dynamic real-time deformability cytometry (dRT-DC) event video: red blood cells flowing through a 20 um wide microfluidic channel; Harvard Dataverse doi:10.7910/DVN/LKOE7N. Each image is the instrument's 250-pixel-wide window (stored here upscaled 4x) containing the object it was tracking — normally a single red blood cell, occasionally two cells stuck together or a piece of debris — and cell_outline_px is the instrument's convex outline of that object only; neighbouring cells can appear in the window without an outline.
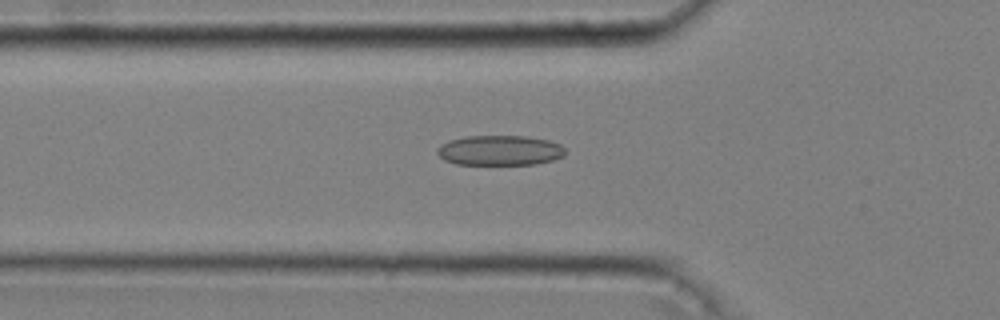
{"species": "common noctule bat (a hibernating species)", "species_latin": "Nyctalus noctula", "temperature_condition": "cold", "stored_images_in_passage": 49, "camera_frame_rate_fps": 3000, "um_per_image_px": 0.085, "animal": {"sex": "male", "body_mass_g": 20.4}, "frame": {"image": 1, "passage_image": 17, "time_ms": 5.333, "image_size_px": [1000, 320], "cell_outline_px": [[564, 156], [552, 160], [536, 164], [456, 164], [444, 160], [436, 152], [436, 148], [440, 144], [448, 140], [464, 136], [528, 136], [548, 140], [560, 144], [564, 148]], "centroid_in_image_um": [42.45, 12.77], "position_along_channel_um": 83.4, "area_um2": 22.54}}
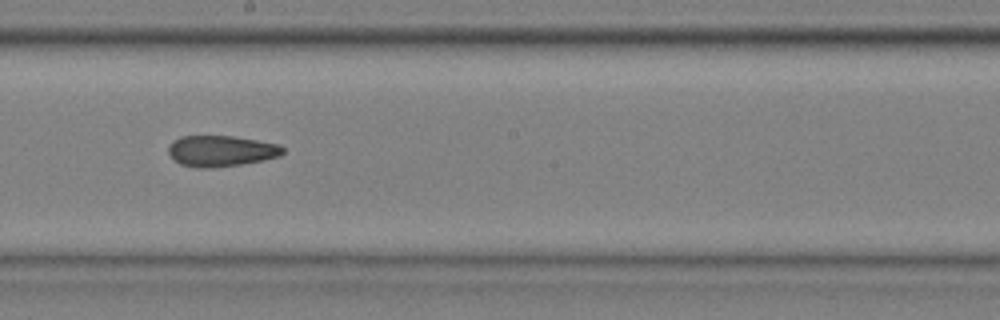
{"frame": {"image": 2, "passage_image": 29, "time_ms": 9.333, "image_size_px": [1000, 320], "cell_outline_px": [[284, 152], [280, 156], [240, 164], [208, 168], [196, 168], [180, 164], [168, 152], [168, 148], [172, 140], [180, 136], [232, 136], [280, 144], [284, 148]], "centroid_in_image_um": [18.78, 12.82], "position_along_channel_um": 229.4, "area_um2": 20.52}}
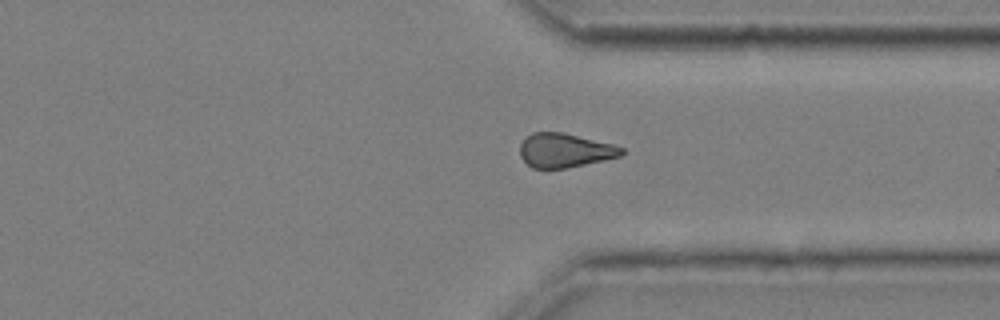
{"frame": {"image": 3, "passage_image": 40, "time_ms": 13.0, "image_size_px": [1000, 320], "cell_outline_px": [[624, 152], [620, 156], [604, 160], [564, 168], [532, 168], [520, 156], [520, 144], [532, 132], [564, 132], [612, 144], [624, 148]], "centroid_in_image_um": [48.0, 12.77], "position_along_channel_um": 363.4, "area_um2": 20.0}, "authors_computed_cell_mechanics": {"area_um2": 21.2126, "velocity_mm_per_s": 3.6467, "shape_relaxation_time_tau1_ms": null, "shape_relaxation_time_tau2_ms": 5.3082, "deformation_change_tau1": null, "deformation_change_tau2": 0.1393}}